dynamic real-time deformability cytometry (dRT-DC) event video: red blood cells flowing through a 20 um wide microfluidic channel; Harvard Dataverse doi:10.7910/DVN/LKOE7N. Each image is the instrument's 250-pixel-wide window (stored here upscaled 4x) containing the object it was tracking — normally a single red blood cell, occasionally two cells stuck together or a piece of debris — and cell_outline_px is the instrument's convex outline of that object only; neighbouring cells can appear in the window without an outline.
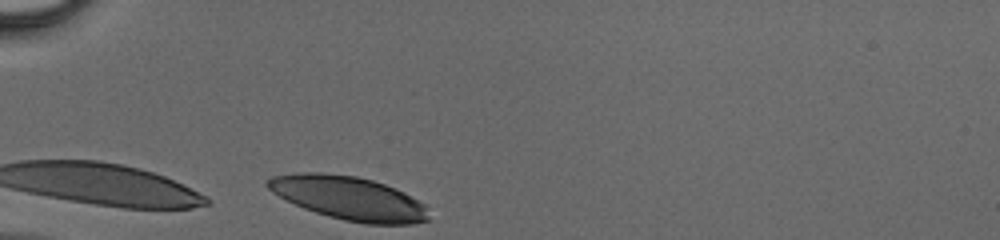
{"species": "human", "species_latin": "Homo sapiens", "temperature_condition": "cold", "stored_images_in_passage": 23, "camera_frame_rate_fps": 3000, "um_per_image_px": 0.085, "donor": {"sex": "male"}, "frame": {"image": 1, "passage_image": 1, "time_ms": 0.0, "image_size_px": [1000, 240], "cell_outline_px": [[428, 220], [412, 224], [364, 224], [344, 220], [328, 216], [304, 208], [272, 192], [264, 184], [272, 176], [304, 172], [320, 172], [356, 176], [372, 180], [384, 184], [424, 204]], "centroid_in_image_um": [29.61, 16.84], "position_along_channel_um": 55.4, "area_um2": 40.17}}
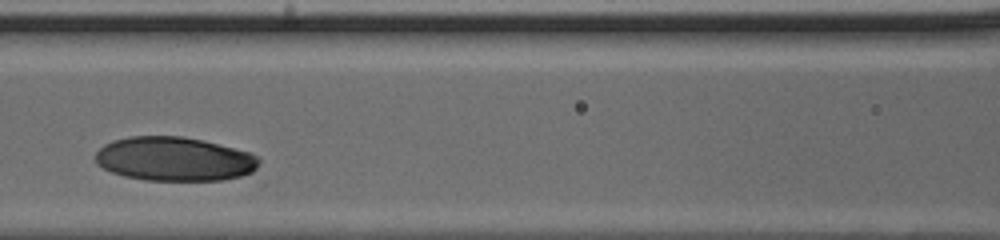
{"frame": {"image": 2, "passage_image": 9, "time_ms": 2.667, "image_size_px": [1000, 240], "cell_outline_px": [[260, 160], [256, 176], [224, 180], [144, 180], [124, 176], [112, 172], [96, 164], [96, 152], [104, 144], [112, 140], [132, 136], [180, 136], [200, 140], [248, 152], [256, 156]], "centroid_in_image_um": [14.88, 13.54], "position_along_channel_um": 151.7, "area_um2": 42.37}}
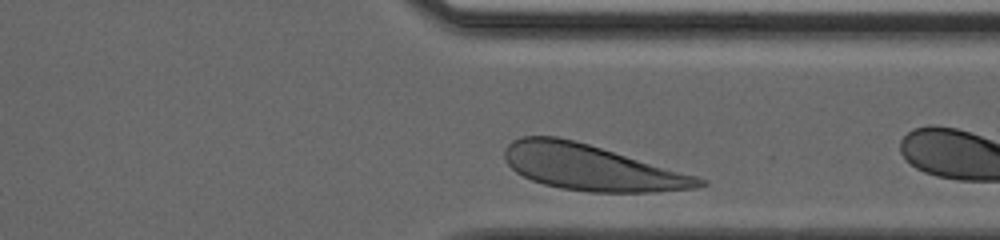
{"frame": {"image": 3, "passage_image": 21, "time_ms": 6.667, "image_size_px": [1000, 240], "cell_outline_px": [[708, 184], [696, 188], [656, 192], [588, 192], [560, 188], [544, 184], [532, 180], [516, 172], [508, 164], [504, 156], [504, 152], [508, 144], [512, 140], [520, 136], [556, 136], [588, 144], [696, 176], [704, 180]], "centroid_in_image_um": [50.22, 14.24], "position_along_channel_um": 361.2, "area_um2": 51.27}}